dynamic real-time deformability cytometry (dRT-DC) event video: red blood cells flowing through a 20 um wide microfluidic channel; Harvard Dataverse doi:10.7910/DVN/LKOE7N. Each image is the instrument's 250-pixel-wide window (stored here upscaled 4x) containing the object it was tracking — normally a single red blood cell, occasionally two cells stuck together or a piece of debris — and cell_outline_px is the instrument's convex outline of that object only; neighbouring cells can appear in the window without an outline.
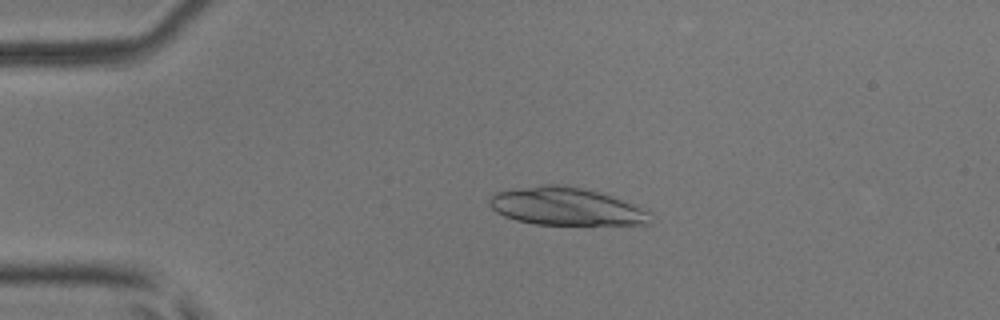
{"species": "common noctule bat (a hibernating species)", "species_latin": "Nyctalus noctula", "temperature_condition": "room temperature", "stored_images_in_passage": 52, "camera_frame_rate_fps": 3000, "um_per_image_px": 0.085, "animal": {"sex": "male", "body_mass_g": 17.9, "forearm_length_mm": 54.2}, "frame": {"image": 1, "passage_image": 11, "time_ms": 3.333, "image_size_px": [1000, 320], "cell_outline_px": [[652, 224], [536, 224], [516, 220], [504, 216], [496, 212], [488, 204], [488, 200], [496, 192], [516, 188], [540, 184], [560, 184], [600, 192], [648, 208], [652, 212]], "centroid_in_image_um": [48.17, 17.54], "position_along_channel_um": 36.8, "area_um2": 35.72}}
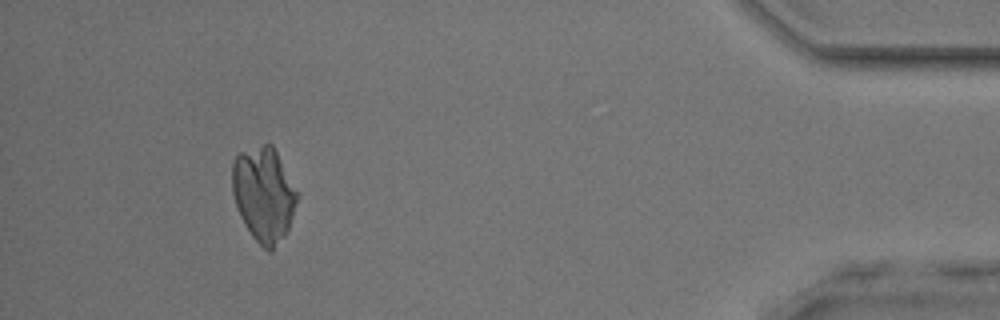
{"frame": {"image": 2, "passage_image": 48, "time_ms": 15.667, "image_size_px": [1000, 320], "cell_outline_px": [[300, 196], [288, 228], [284, 236], [272, 252], [268, 252], [252, 236], [244, 224], [240, 216], [232, 192], [232, 164], [236, 156], [240, 152], [264, 144], [272, 144], [300, 192]], "centroid_in_image_um": [22.45, 16.51], "position_along_channel_um": 412.7, "area_um2": 36.13}}